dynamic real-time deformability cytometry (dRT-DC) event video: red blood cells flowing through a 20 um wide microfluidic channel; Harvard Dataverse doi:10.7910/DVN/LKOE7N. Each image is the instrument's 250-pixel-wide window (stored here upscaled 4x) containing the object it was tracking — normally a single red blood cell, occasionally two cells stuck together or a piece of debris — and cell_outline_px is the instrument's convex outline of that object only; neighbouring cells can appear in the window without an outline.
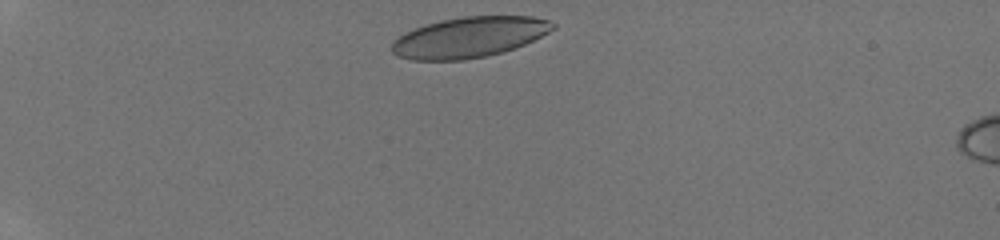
{"species": "human", "species_latin": "Homo sapiens", "temperature_condition": "room temperature", "stored_images_in_passage": 31, "camera_frame_rate_fps": 3000, "um_per_image_px": 0.085, "donor": {"sex": "male"}, "frame": {"image": 1, "passage_image": 1, "time_ms": 0.0, "image_size_px": [1000, 240], "cell_outline_px": [[556, 28], [524, 44], [500, 52], [484, 56], [464, 60], [412, 60], [396, 56], [392, 52], [392, 40], [404, 32], [440, 20], [464, 16], [532, 16], [548, 20], [556, 24]], "centroid_in_image_um": [39.84, 3.16], "position_along_channel_um": 45.2, "area_um2": 37.86}}
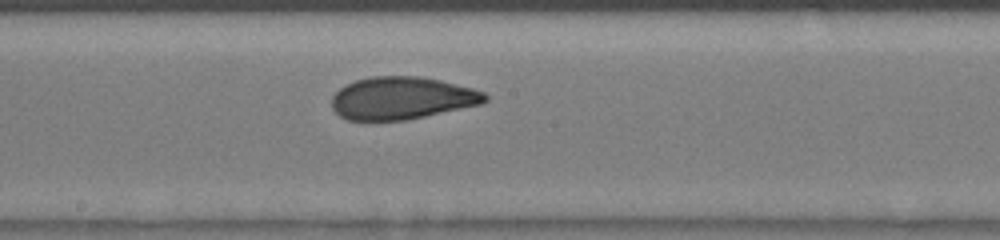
{"frame": {"image": 2, "passage_image": 16, "time_ms": 5.0, "image_size_px": [1000, 240], "cell_outline_px": [[488, 100], [480, 104], [424, 116], [404, 120], [348, 120], [340, 116], [332, 108], [332, 96], [340, 88], [356, 80], [372, 76], [420, 76], [440, 80], [472, 88], [484, 92], [488, 96]], "centroid_in_image_um": [34.15, 8.33], "position_along_channel_um": 214.0, "area_um2": 37.69}}
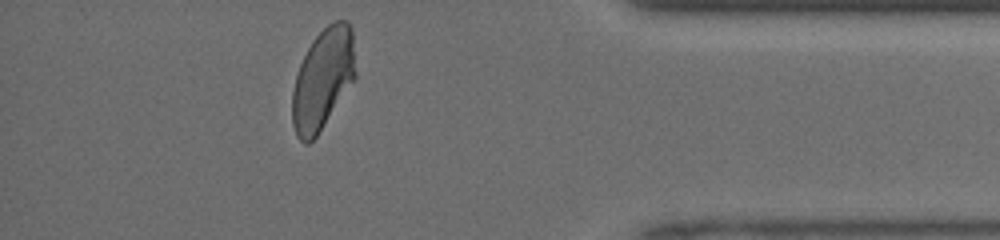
{"frame": {"image": 3, "passage_image": 30, "time_ms": 9.667, "image_size_px": [1000, 240], "cell_outline_px": [[356, 76], [316, 136], [308, 144], [304, 144], [296, 136], [292, 124], [292, 92], [296, 76], [300, 64], [312, 40], [328, 24], [336, 20], [344, 20], [352, 28], [356, 72]], "centroid_in_image_um": [27.43, 6.72], "position_along_channel_um": 407.8, "area_um2": 36.82}}